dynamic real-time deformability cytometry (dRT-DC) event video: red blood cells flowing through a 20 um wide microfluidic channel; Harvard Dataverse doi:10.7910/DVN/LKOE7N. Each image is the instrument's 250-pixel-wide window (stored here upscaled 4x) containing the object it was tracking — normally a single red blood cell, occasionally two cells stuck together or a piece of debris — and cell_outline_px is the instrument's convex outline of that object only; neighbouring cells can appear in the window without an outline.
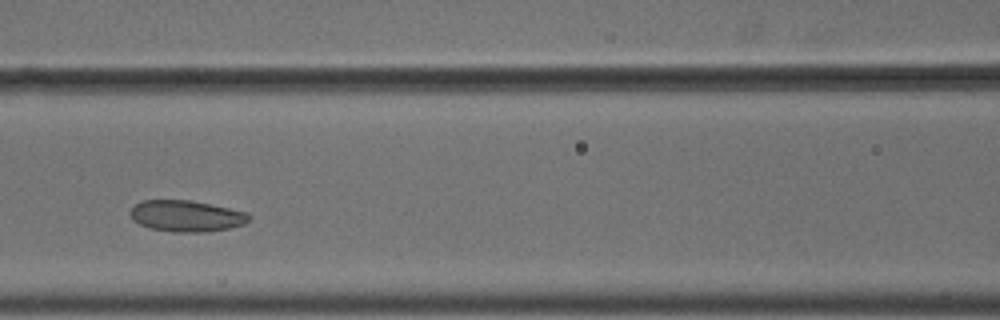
{"species": "common noctule bat (a hibernating species)", "species_latin": "Nyctalus noctula", "temperature_condition": "cold", "stored_images_in_passage": 8, "camera_frame_rate_fps": 3000, "um_per_image_px": 0.085, "animal": {"sex": "male", "body_mass_g": 18.8}, "frame": {"image": 1, "passage_image": 4, "time_ms": 1.0, "image_size_px": [1000, 320], "cell_outline_px": [[252, 216], [244, 224], [228, 228], [208, 232], [172, 232], [148, 228], [132, 220], [128, 212], [140, 200], [188, 200], [248, 212]], "centroid_in_image_um": [15.81, 18.37], "position_along_channel_um": 150.8, "area_um2": 21.73}}
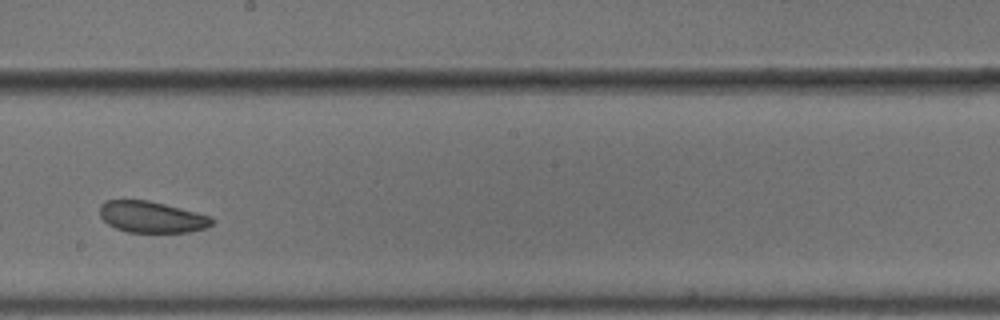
{"frame": {"image": 2, "passage_image": 6, "time_ms": 1.667, "image_size_px": [1000, 320], "cell_outline_px": [[212, 224], [208, 228], [188, 232], [128, 232], [116, 228], [108, 224], [100, 216], [100, 204], [108, 200], [148, 200], [212, 216]], "centroid_in_image_um": [12.9, 18.45], "position_along_channel_um": 235.3, "area_um2": 20.4}}
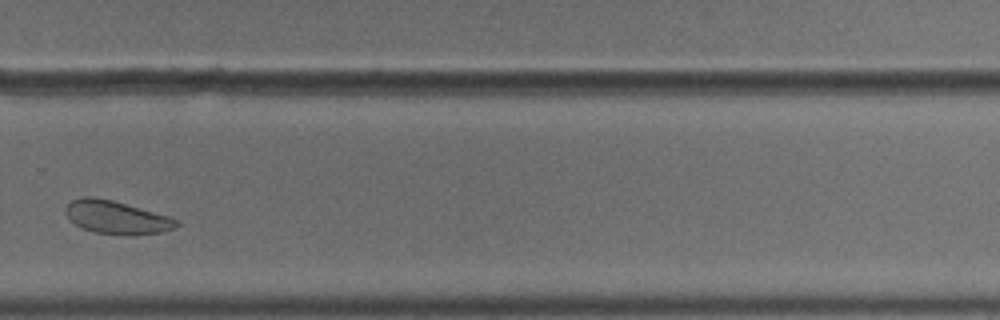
{"frame": {"image": 3, "passage_image": 8, "time_ms": 2.333, "image_size_px": [1000, 320], "cell_outline_px": [[180, 224], [172, 228], [160, 232], [92, 232], [80, 228], [64, 212], [64, 208], [72, 200], [80, 196], [96, 196], [112, 200], [168, 216], [180, 220]], "centroid_in_image_um": [9.83, 18.41], "position_along_channel_um": 320.0, "area_um2": 20.52}}